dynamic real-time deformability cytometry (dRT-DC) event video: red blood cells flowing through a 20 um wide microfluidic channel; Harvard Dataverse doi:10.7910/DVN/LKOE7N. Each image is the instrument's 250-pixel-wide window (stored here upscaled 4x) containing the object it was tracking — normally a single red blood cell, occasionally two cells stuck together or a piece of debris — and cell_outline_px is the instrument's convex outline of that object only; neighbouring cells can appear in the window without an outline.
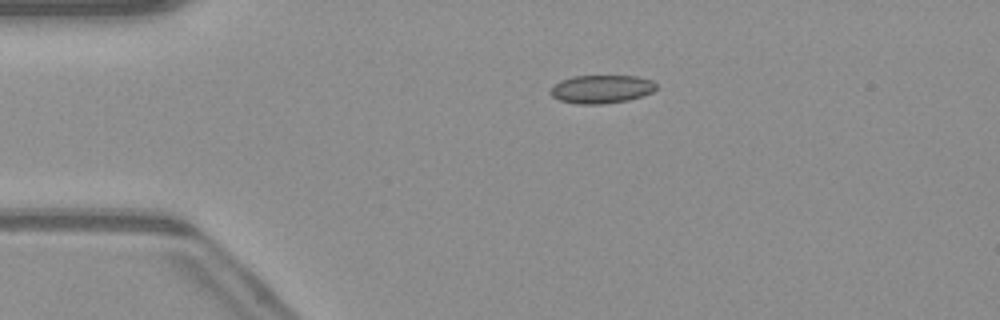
{"species": "common noctule bat (a hibernating species)", "species_latin": "Nyctalus noctula", "temperature_condition": "warm", "stored_images_in_passage": 43, "camera_frame_rate_fps": 3000, "um_per_image_px": 0.085, "animal": {"sex": "male", "body_mass_g": 23.1, "forearm_length_mm": 52.7}, "frame": {"image": 1, "passage_image": 4, "time_ms": 1.0, "image_size_px": [1000, 320], "cell_outline_px": [[656, 88], [652, 92], [628, 100], [600, 104], [576, 104], [560, 100], [552, 96], [548, 92], [560, 80], [572, 76], [636, 76], [652, 80], [656, 84]], "centroid_in_image_um": [51.1, 7.57], "position_along_channel_um": 33.9, "area_um2": 17.34}}
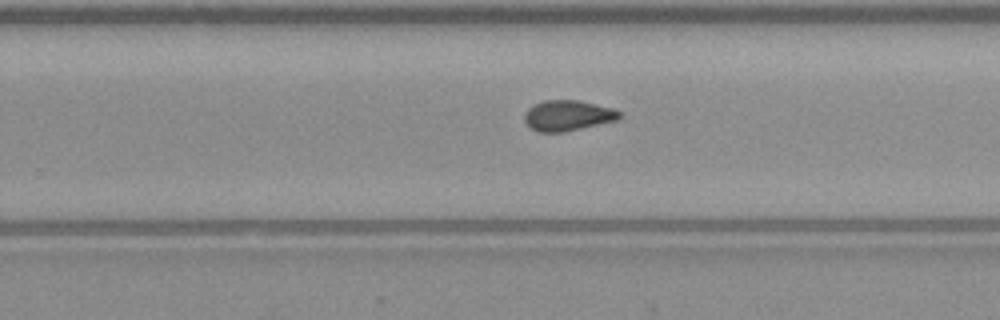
{"frame": {"image": 2, "passage_image": 25, "time_ms": 8.0, "image_size_px": [1000, 320], "cell_outline_px": [[620, 116], [616, 120], [564, 132], [540, 132], [532, 128], [524, 120], [524, 112], [532, 104], [544, 100], [580, 100], [612, 108], [620, 112]], "centroid_in_image_um": [48.22, 9.8], "position_along_channel_um": 281.6, "area_um2": 16.82}}
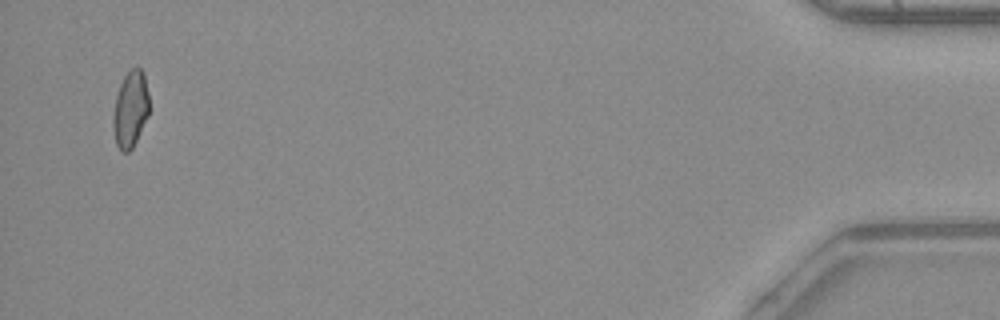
{"frame": {"image": 3, "passage_image": 42, "time_ms": 13.667, "image_size_px": [1000, 320], "cell_outline_px": [[148, 116], [132, 148], [128, 152], [120, 152], [116, 144], [112, 128], [112, 116], [116, 96], [120, 84], [124, 76], [132, 68], [140, 68], [144, 72], [148, 92]], "centroid_in_image_um": [11.06, 9.3], "position_along_channel_um": 424.1, "area_um2": 16.13}, "authors_computed_cell_mechanics": {"area_um2": 16.8198, "velocity_mm_per_s": 4.1348, "shape_relaxation_time_tau1_ms": null, "shape_relaxation_time_tau2_ms": 1.8609, "deformation_change_tau1": null, "deformation_change_tau2": 0.0721}}